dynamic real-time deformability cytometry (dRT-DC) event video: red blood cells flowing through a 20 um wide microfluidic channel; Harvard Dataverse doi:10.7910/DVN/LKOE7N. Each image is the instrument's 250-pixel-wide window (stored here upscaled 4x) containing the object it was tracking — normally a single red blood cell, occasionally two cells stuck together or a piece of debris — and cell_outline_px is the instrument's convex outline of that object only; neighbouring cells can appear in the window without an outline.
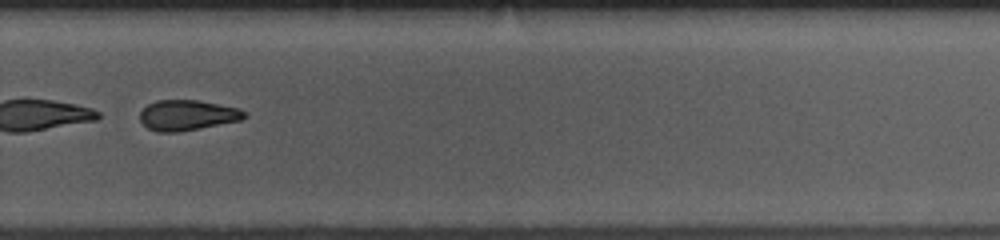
{"species": "common noctule bat (a hibernating species)", "species_latin": "Nyctalus noctula", "temperature_condition": "room temperature", "stored_images_in_passage": 52, "segment_of_instrument_passage": [2, 2], "camera_frame_rate_fps": 3000, "um_per_image_px": 0.085, "animal": {"sex": "female", "body_mass_g": 10.0, "forearm_length_mm": 53.1}, "frame": {"image": 1, "passage_image": 36, "time_ms": 11.667, "image_size_px": [1000, 240], "cell_outline_px": [[248, 116], [240, 120], [180, 132], [156, 132], [148, 128], [140, 120], [140, 112], [148, 104], [156, 100], [196, 100], [240, 108]], "centroid_in_image_um": [15.91, 9.79], "position_along_channel_um": 313.9, "area_um2": 18.44}}